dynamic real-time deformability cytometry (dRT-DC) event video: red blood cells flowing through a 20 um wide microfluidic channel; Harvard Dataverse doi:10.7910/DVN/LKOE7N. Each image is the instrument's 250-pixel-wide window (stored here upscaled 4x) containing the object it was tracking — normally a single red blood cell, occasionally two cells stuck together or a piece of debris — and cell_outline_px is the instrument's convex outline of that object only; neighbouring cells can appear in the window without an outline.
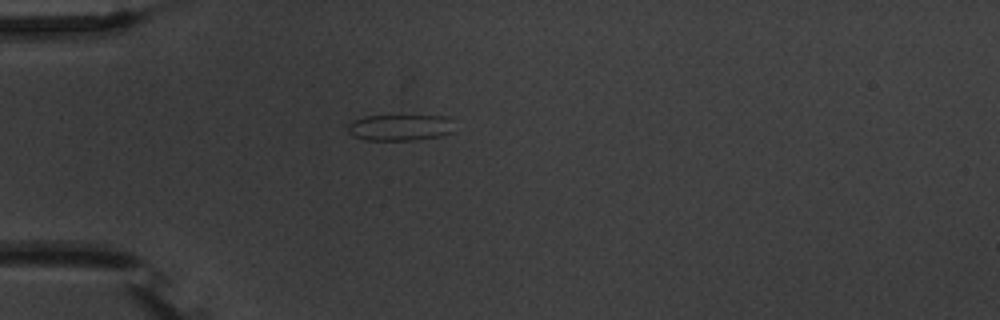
{"species": "common noctule bat (a hibernating species)", "species_latin": "Nyctalus noctula", "temperature_condition": "warm", "stored_images_in_passage": 6, "camera_frame_rate_fps": 3000, "um_per_image_px": 0.085, "animal": {"sex": "male", "body_mass_g": 20.1, "forearm_length_mm": 53.5}, "frame": {"image": 1, "passage_image": 5, "time_ms": 4.667, "image_size_px": [1000, 320], "cell_outline_px": [[456, 132], [440, 136], [412, 140], [364, 140], [348, 132], [348, 124], [352, 120], [368, 116], [448, 116], [452, 120]], "centroid_in_image_um": [34.07, 10.84], "position_along_channel_um": 50.9, "area_um2": 16.42}}